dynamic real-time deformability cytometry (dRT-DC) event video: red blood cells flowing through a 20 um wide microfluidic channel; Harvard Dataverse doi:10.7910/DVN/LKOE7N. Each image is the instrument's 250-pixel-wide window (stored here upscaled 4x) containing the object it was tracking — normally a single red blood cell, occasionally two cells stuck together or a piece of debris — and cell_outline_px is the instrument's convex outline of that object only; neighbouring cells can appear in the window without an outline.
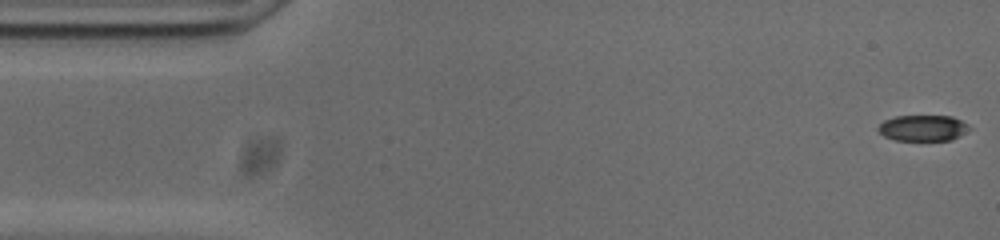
{"species": "common noctule bat (a hibernating species)", "species_latin": "Nyctalus noctula", "temperature_condition": "cold", "stored_images_in_passage": 53, "camera_frame_rate_fps": 3000, "um_per_image_px": 0.085, "animal": {"sex": "male", "body_mass_g": 20.0, "forearm_length_mm": 53.3}, "frame": {"image": 1, "passage_image": 1, "time_ms": 0.0, "image_size_px": [1000, 240], "cell_outline_px": [[972, 128], [960, 136], [952, 140], [896, 140], [884, 136], [876, 128], [884, 120], [896, 116], [952, 116], [968, 124]], "centroid_in_image_um": [78.47, 10.88], "position_along_channel_um": 6.5, "area_um2": 13.81}}
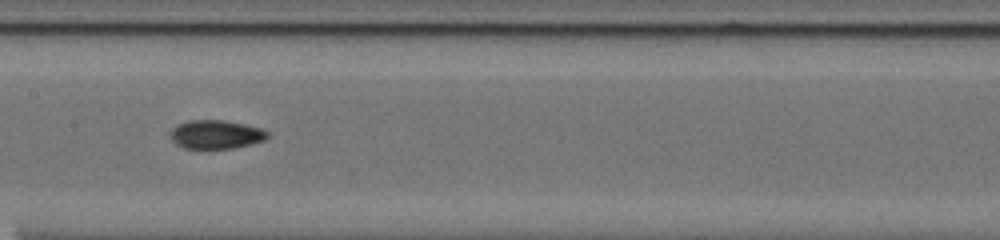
{"frame": {"image": 2, "passage_image": 25, "time_ms": 8.0, "image_size_px": [1000, 240], "cell_outline_px": [[268, 136], [264, 140], [252, 144], [232, 148], [184, 148], [176, 144], [172, 140], [168, 132], [176, 124], [188, 120], [224, 120], [264, 128], [268, 132]], "centroid_in_image_um": [18.34, 11.41], "position_along_channel_um": 189.1, "area_um2": 16.42}}
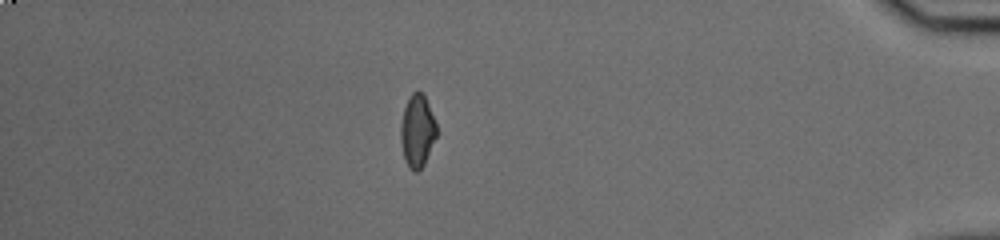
{"frame": {"image": 3, "passage_image": 46, "time_ms": 15.0, "image_size_px": [1000, 240], "cell_outline_px": [[436, 136], [424, 164], [416, 172], [412, 172], [408, 168], [404, 160], [400, 140], [400, 124], [404, 108], [408, 96], [416, 88], [424, 96], [428, 104], [436, 124]], "centroid_in_image_um": [35.43, 11.13], "position_along_channel_um": 399.8, "area_um2": 15.26}, "authors_computed_cell_mechanics": {"area_um2": 15.606, "velocity_mm_per_s": 3.7462, "shape_relaxation_time_tau1_ms": null, "shape_relaxation_time_tau2_ms": 5.4165, "deformation_change_tau1": null, "deformation_change_tau2": 0.1069}}